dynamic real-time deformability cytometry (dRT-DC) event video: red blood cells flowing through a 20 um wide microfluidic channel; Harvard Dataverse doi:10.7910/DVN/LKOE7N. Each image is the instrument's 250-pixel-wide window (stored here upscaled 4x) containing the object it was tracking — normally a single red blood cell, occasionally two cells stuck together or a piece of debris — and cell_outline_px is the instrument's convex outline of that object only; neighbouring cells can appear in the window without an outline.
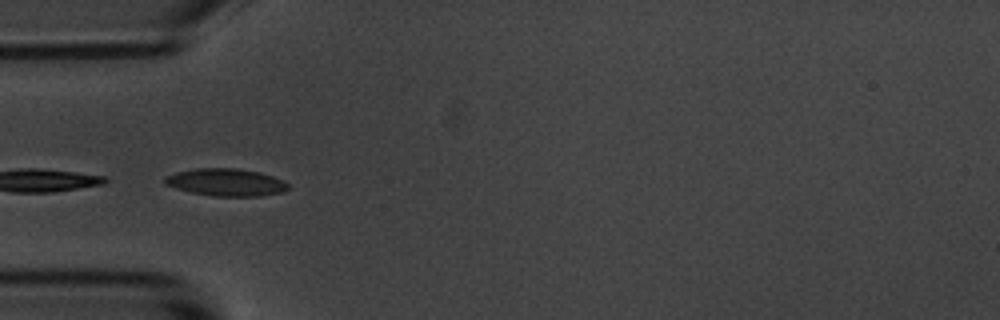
{"species": "common noctule bat (a hibernating species)", "species_latin": "Nyctalus noctula", "temperature_condition": "room temperature", "stored_images_in_passage": 3, "camera_frame_rate_fps": 3000, "um_per_image_px": 0.085, "animal": {"sex": "male", "body_mass_g": 20.1, "forearm_length_mm": 53.5}, "frame": {"image": 1, "passage_image": 1, "time_ms": 0.0, "image_size_px": [1000, 320], "cell_outline_px": [[288, 188], [284, 192], [260, 196], [212, 196], [192, 192], [176, 188], [164, 184], [164, 176], [176, 172], [196, 168], [236, 168], [260, 172], [272, 176], [288, 184]], "centroid_in_image_um": [19.19, 15.49], "position_along_channel_um": 65.8, "area_um2": 19.65}}